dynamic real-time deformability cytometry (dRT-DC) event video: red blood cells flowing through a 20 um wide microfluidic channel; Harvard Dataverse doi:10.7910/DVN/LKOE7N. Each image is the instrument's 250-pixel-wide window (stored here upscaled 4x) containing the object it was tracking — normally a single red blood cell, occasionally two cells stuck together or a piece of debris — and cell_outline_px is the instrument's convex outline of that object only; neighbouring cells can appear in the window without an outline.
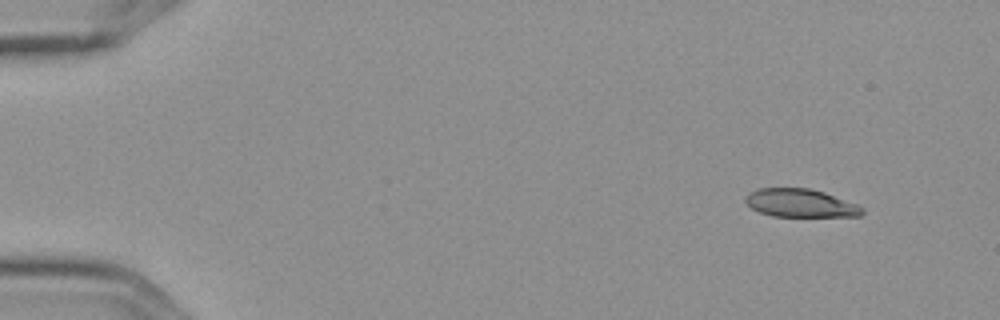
{"species": "Egyptian fruit bat (a non-hibernating species)", "species_latin": "Rousettus aegyptiacus", "temperature_condition": "cold", "stored_images_in_passage": 5, "camera_frame_rate_fps": 3000, "um_per_image_px": 0.085, "frame": {"image": 1, "passage_image": 2, "time_ms": 0.333, "image_size_px": [1000, 320], "cell_outline_px": [[864, 212], [860, 216], [772, 216], [760, 212], [752, 208], [744, 200], [744, 196], [748, 192], [756, 188], [808, 188], [824, 192], [856, 204], [864, 208]], "centroid_in_image_um": [68.0, 17.25], "position_along_channel_um": 17.0, "area_um2": 19.13}}